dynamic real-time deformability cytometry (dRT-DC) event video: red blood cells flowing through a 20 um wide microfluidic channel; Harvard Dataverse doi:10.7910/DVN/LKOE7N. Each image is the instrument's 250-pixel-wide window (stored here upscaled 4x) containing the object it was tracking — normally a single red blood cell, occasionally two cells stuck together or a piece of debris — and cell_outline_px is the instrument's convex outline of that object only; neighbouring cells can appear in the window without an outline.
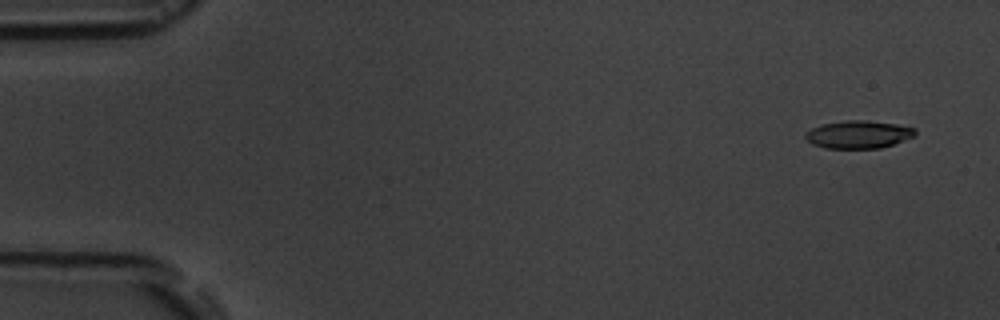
{"species": "common noctule bat (a hibernating species)", "species_latin": "Nyctalus noctula", "temperature_condition": "room temperature", "stored_images_in_passage": 6, "camera_frame_rate_fps": 3000, "um_per_image_px": 0.085, "animal": {"sex": "male", "body_mass_g": 19.5, "forearm_length_mm": 54.6}, "frame": {"image": 1, "passage_image": 1, "time_ms": 0.0, "image_size_px": [1000, 320], "cell_outline_px": [[916, 136], [880, 148], [824, 148], [812, 144], [804, 136], [812, 128], [820, 124], [848, 120], [864, 120], [896, 124], [916, 128]], "centroid_in_image_um": [72.98, 11.43], "position_along_channel_um": 12.0, "area_um2": 17.69}}
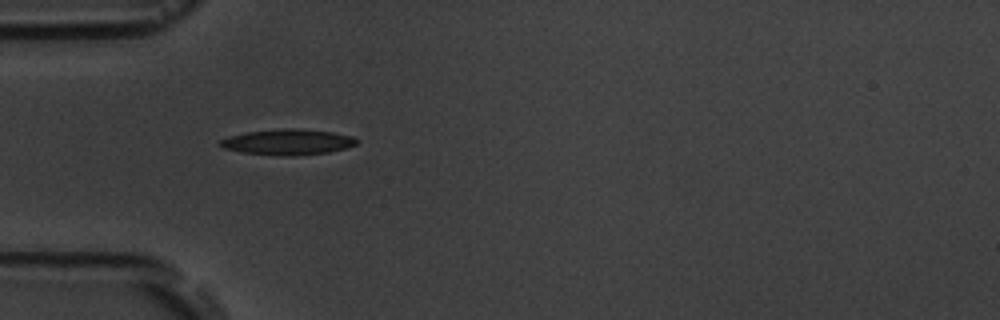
{"frame": {"image": 2, "passage_image": 5, "time_ms": 4.667, "image_size_px": [1000, 320], "cell_outline_px": [[360, 140], [356, 144], [344, 148], [328, 152], [296, 156], [280, 156], [240, 152], [224, 148], [216, 144], [220, 140], [228, 136], [248, 132], [284, 128], [300, 128], [332, 132], [352, 136]], "centroid_in_image_um": [24.44, 12.07], "position_along_channel_um": 60.6, "area_um2": 20.58}}
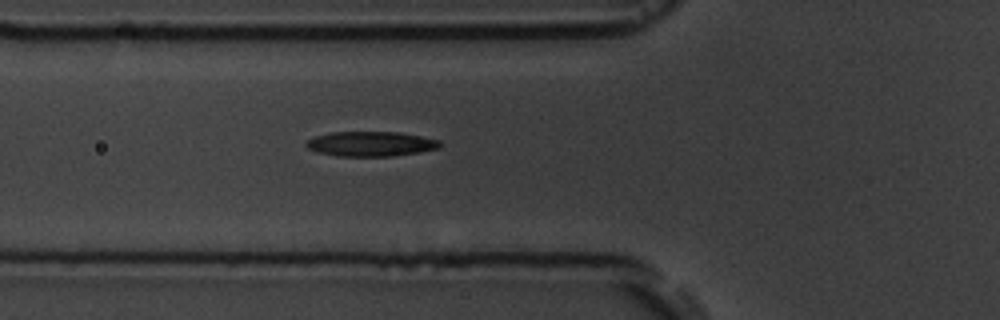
{"frame": {"image": 3, "passage_image": 6, "time_ms": 5.667, "image_size_px": [1000, 320], "cell_outline_px": [[440, 148], [420, 152], [392, 156], [336, 156], [316, 152], [308, 148], [304, 144], [308, 140], [316, 136], [332, 132], [400, 132], [440, 140]], "centroid_in_image_um": [31.51, 12.23], "position_along_channel_um": 94.3, "area_um2": 19.36}}